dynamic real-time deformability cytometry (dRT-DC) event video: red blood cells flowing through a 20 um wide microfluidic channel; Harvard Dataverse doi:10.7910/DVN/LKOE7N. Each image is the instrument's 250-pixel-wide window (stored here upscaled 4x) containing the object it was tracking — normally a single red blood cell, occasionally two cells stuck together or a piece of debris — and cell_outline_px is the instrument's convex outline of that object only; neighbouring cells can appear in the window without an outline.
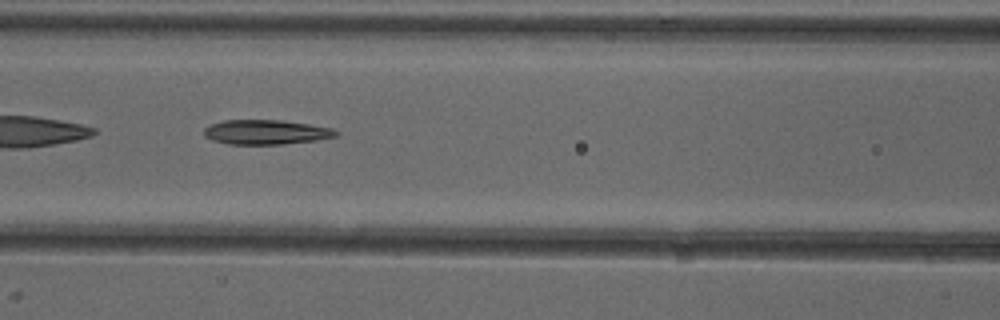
{"species": "common noctule bat (a hibernating species)", "species_latin": "Nyctalus noctula", "temperature_condition": "cold", "stored_images_in_passage": 51, "camera_frame_rate_fps": 3000, "um_per_image_px": 0.085, "animal": {"sex": "female"}, "frame": {"image": 1, "passage_image": 22, "time_ms": 7.0, "image_size_px": [1000, 320], "cell_outline_px": [[340, 132], [336, 136], [316, 140], [280, 144], [228, 144], [212, 140], [204, 136], [204, 128], [212, 124], [224, 120], [280, 120], [308, 124], [332, 128]], "centroid_in_image_um": [22.6, 11.23], "position_along_channel_um": 144.0, "area_um2": 18.79}}
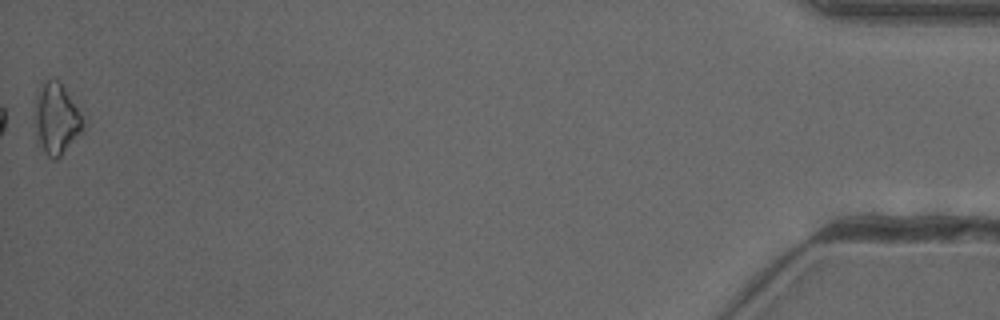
{"frame": {"image": 2, "passage_image": 51, "time_ms": 16.667, "image_size_px": [1000, 320], "cell_outline_px": [[84, 132], [56, 160], [48, 156], [36, 140], [36, 96], [40, 84], [44, 80], [52, 76], [60, 80], [80, 112], [84, 124]], "centroid_in_image_um": [4.81, 10.06], "position_along_channel_um": 430.4, "area_um2": 20.23}}